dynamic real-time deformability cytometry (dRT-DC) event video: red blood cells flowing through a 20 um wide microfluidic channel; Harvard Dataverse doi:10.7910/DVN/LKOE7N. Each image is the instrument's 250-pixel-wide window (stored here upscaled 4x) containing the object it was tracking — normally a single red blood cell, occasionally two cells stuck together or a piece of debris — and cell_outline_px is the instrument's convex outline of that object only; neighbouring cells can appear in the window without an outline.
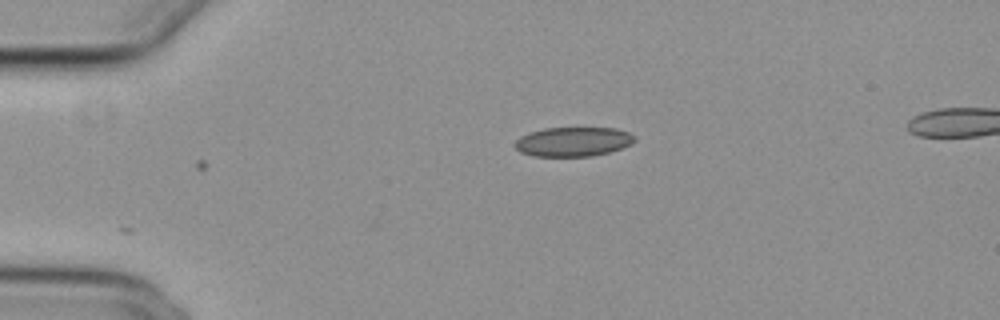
{"species": "common noctule bat (a hibernating species)", "species_latin": "Nyctalus noctula", "temperature_condition": "cold", "stored_images_in_passage": 4, "camera_frame_rate_fps": 3000, "um_per_image_px": 0.085, "animal": {"sex": "female", "body_mass_g": 29.2, "forearm_length_mm": 56.3}, "frame": {"image": 1, "passage_image": 1, "time_ms": 0.0, "image_size_px": [1000, 320], "cell_outline_px": [[636, 140], [632, 144], [608, 152], [592, 156], [532, 156], [520, 152], [516, 148], [516, 140], [520, 136], [528, 132], [544, 128], [616, 128], [628, 132], [636, 136]], "centroid_in_image_um": [48.72, 12.04], "position_along_channel_um": 36.3, "area_um2": 20.52}}